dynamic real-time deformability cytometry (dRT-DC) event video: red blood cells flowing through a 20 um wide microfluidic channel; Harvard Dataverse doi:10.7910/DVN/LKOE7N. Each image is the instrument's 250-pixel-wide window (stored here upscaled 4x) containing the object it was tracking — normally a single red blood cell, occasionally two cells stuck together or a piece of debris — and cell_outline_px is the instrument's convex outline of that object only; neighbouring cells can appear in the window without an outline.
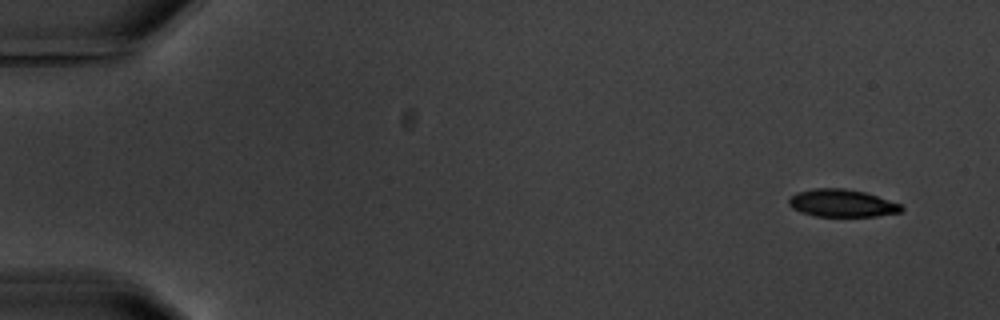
{"species": "common noctule bat (a hibernating species)", "species_latin": "Nyctalus noctula", "temperature_condition": "warm", "stored_images_in_passage": 5, "camera_frame_rate_fps": 3000, "um_per_image_px": 0.085, "animal": {"sex": "male", "body_mass_g": 20.1, "forearm_length_mm": 53.5}, "frame": {"image": 1, "passage_image": 1, "time_ms": 0.0, "image_size_px": [1000, 320], "cell_outline_px": [[904, 208], [900, 212], [876, 216], [816, 216], [800, 212], [792, 208], [788, 204], [788, 196], [796, 192], [812, 188], [844, 188], [864, 192], [900, 204]], "centroid_in_image_um": [71.49, 17.26], "position_along_channel_um": 13.5, "area_um2": 18.09}}
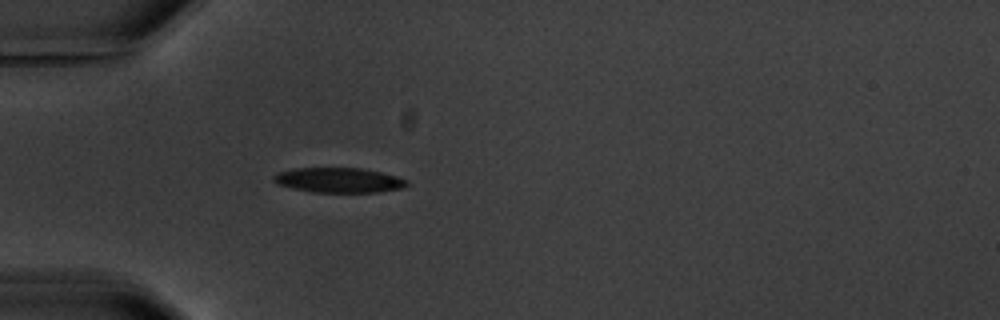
{"frame": {"image": 2, "passage_image": 5, "time_ms": 4.667, "image_size_px": [1000, 320], "cell_outline_px": [[408, 184], [404, 188], [380, 192], [312, 192], [292, 188], [276, 184], [272, 180], [272, 176], [276, 172], [292, 168], [360, 168], [380, 172], [396, 176], [408, 180]], "centroid_in_image_um": [28.76, 15.31], "position_along_channel_um": 56.2, "area_um2": 19.54}}